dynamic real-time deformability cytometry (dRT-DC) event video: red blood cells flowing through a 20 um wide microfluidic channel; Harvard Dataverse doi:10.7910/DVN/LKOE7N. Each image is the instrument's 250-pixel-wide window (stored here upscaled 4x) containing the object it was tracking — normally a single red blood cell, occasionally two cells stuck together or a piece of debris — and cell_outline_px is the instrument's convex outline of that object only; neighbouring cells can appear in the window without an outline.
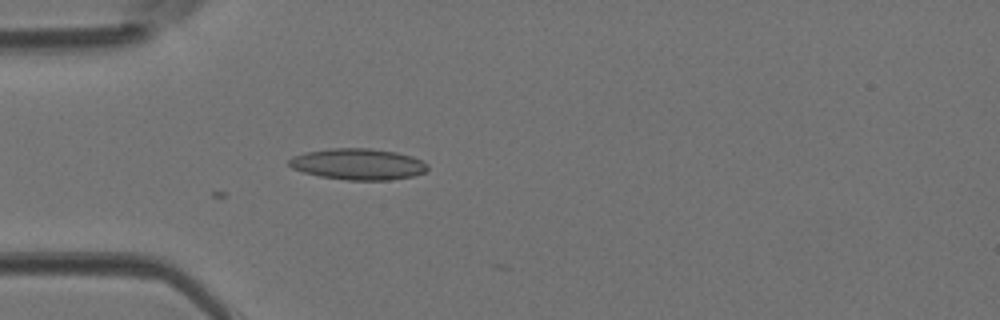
{"species": "Egyptian fruit bat (a non-hibernating species)", "species_latin": "Rousettus aegyptiacus", "temperature_condition": "room temperature", "stored_images_in_passage": 3, "camera_frame_rate_fps": 3000, "um_per_image_px": 0.085, "animal": {"sex": "female"}, "frame": {"image": 1, "passage_image": 3, "time_ms": 0.667, "image_size_px": [1000, 320], "cell_outline_px": [[428, 168], [424, 172], [412, 176], [388, 180], [348, 180], [320, 176], [304, 172], [292, 168], [288, 164], [288, 160], [292, 156], [308, 152], [332, 148], [368, 148], [396, 152], [412, 156], [424, 160], [428, 164]], "centroid_in_image_um": [30.46, 13.95], "position_along_channel_um": 54.5, "area_um2": 25.14}}